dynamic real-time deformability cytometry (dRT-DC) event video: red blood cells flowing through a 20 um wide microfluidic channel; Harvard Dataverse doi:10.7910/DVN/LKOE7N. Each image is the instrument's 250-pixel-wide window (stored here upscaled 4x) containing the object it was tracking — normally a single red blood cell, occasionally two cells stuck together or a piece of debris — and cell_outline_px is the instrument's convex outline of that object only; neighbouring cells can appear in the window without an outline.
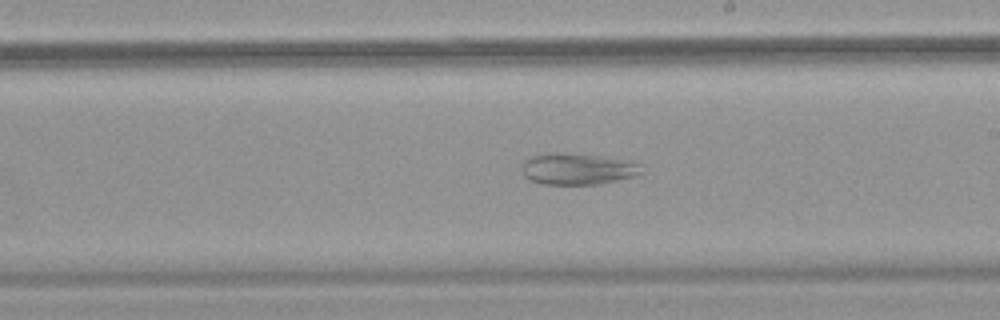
{"species": "common noctule bat (a hibernating species)", "species_latin": "Nyctalus noctula", "temperature_condition": "warm", "stored_images_in_passage": 58, "camera_frame_rate_fps": 3000, "um_per_image_px": 0.085, "animal": {"sex": "female", "body_mass_g": 18.4}, "frame": {"image": 1, "passage_image": 34, "time_ms": 11.0, "image_size_px": [1000, 320], "cell_outline_px": [[644, 172], [632, 176], [600, 184], [544, 184], [532, 180], [524, 176], [520, 164], [524, 160], [532, 156], [544, 152], [556, 152], [604, 156], [632, 160], [640, 164]], "centroid_in_image_um": [49.09, 14.33], "position_along_channel_um": 239.9, "area_um2": 22.2}}
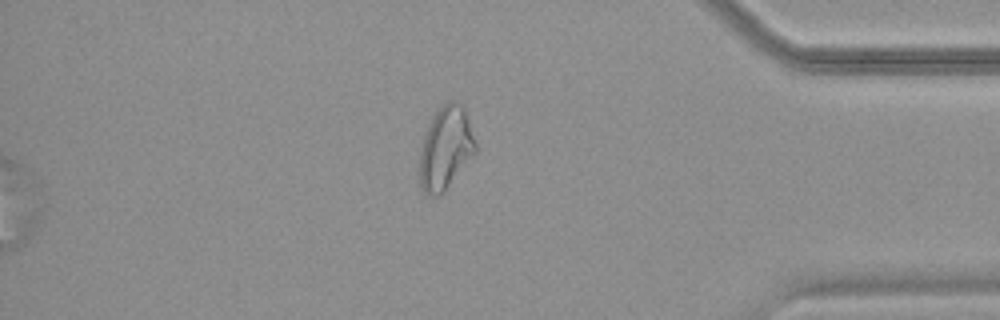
{"frame": {"image": 2, "passage_image": 58, "time_ms": 19.0, "image_size_px": [1000, 320], "cell_outline_px": [[476, 152], [444, 192], [440, 196], [428, 196], [424, 192], [420, 184], [420, 148], [428, 124], [432, 116], [448, 100], [456, 100], [464, 108], [476, 140]], "centroid_in_image_um": [37.88, 12.59], "position_along_channel_um": 397.3, "area_um2": 27.05}}